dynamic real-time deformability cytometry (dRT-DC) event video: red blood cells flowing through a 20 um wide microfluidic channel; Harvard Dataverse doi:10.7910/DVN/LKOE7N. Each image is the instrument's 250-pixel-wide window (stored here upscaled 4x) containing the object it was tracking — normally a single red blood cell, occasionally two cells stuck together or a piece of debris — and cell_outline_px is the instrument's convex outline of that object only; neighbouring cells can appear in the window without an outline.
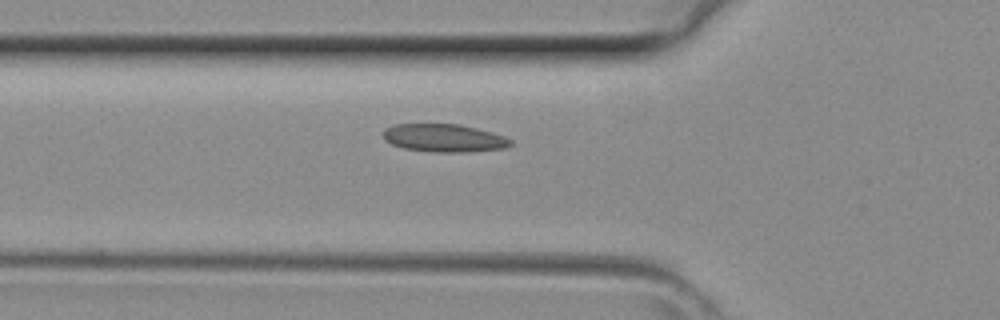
{"species": "common noctule bat (a hibernating species)", "species_latin": "Nyctalus noctula", "temperature_condition": "room temperature", "stored_images_in_passage": 29, "camera_frame_rate_fps": 3000, "um_per_image_px": 0.085, "animal": {"sex": "female", "body_mass_g": 29.2, "forearm_length_mm": 56.3}, "frame": {"image": 1, "passage_image": 6, "time_ms": 1.667, "image_size_px": [1000, 320], "cell_outline_px": [[512, 144], [504, 148], [468, 152], [432, 152], [404, 148], [392, 144], [384, 140], [384, 128], [396, 124], [460, 124], [492, 132], [504, 136], [512, 140]], "centroid_in_image_um": [37.75, 11.73], "position_along_channel_um": 88.1, "area_um2": 20.75}}
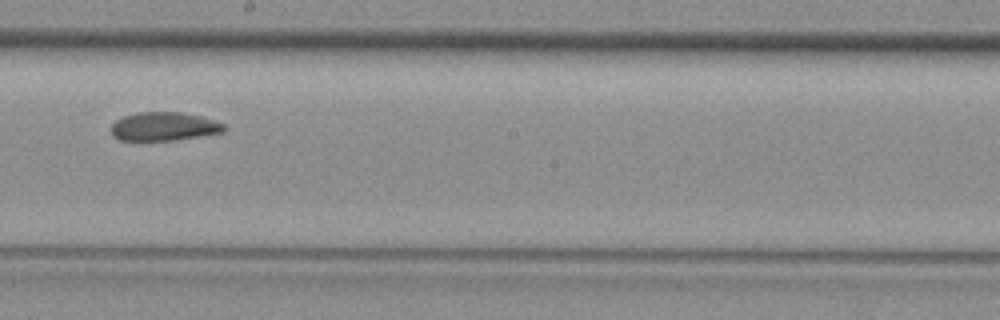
{"frame": {"image": 2, "passage_image": 15, "time_ms": 4.667, "image_size_px": [1000, 320], "cell_outline_px": [[228, 128], [224, 132], [172, 140], [120, 140], [112, 136], [112, 124], [116, 120], [124, 116], [140, 112], [180, 112], [200, 116], [224, 124]], "centroid_in_image_um": [13.94, 10.75], "position_along_channel_um": 234.3, "area_um2": 18.61}}
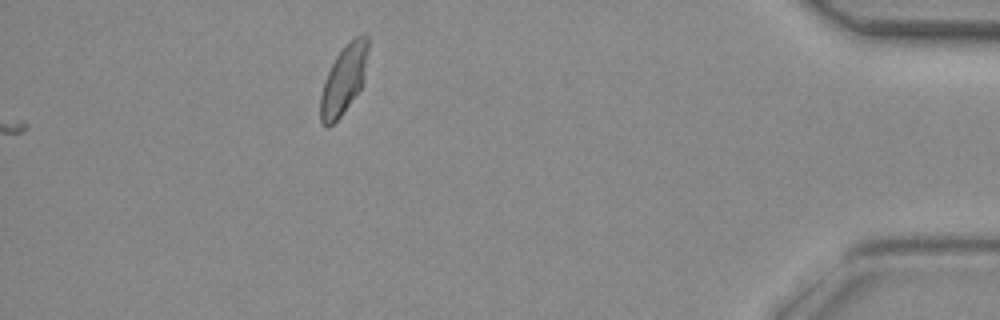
{"frame": {"image": 3, "passage_image": 29, "time_ms": 9.333, "image_size_px": [1000, 320], "cell_outline_px": [[368, 48], [364, 80], [360, 88], [340, 116], [328, 128], [320, 120], [320, 96], [324, 80], [336, 56], [356, 36], [368, 36]], "centroid_in_image_um": [29.2, 6.79], "position_along_channel_um": 406.0, "area_um2": 18.55}}